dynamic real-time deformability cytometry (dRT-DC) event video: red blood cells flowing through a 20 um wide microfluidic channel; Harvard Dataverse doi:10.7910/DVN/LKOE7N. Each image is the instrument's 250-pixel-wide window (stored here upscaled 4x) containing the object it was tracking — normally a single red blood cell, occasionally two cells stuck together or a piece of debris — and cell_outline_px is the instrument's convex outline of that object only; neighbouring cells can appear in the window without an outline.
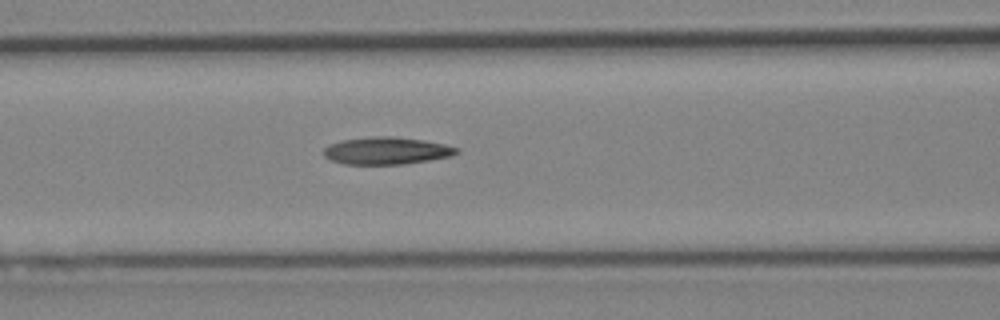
{"species": "Egyptian fruit bat (a non-hibernating species)", "species_latin": "Rousettus aegyptiacus", "temperature_condition": "cold", "stored_images_in_passage": 6, "camera_frame_rate_fps": 3000, "um_per_image_px": 0.085, "animal": {"sex": "female"}, "frame": {"image": 1, "passage_image": 6, "time_ms": 7.0, "image_size_px": [1000, 320], "cell_outline_px": [[460, 152], [452, 156], [404, 164], [344, 164], [332, 160], [324, 156], [324, 148], [328, 144], [340, 140], [376, 136], [392, 136], [424, 140], [444, 144], [460, 148]], "centroid_in_image_um": [32.87, 12.8], "position_along_channel_um": 133.7, "area_um2": 21.21}}